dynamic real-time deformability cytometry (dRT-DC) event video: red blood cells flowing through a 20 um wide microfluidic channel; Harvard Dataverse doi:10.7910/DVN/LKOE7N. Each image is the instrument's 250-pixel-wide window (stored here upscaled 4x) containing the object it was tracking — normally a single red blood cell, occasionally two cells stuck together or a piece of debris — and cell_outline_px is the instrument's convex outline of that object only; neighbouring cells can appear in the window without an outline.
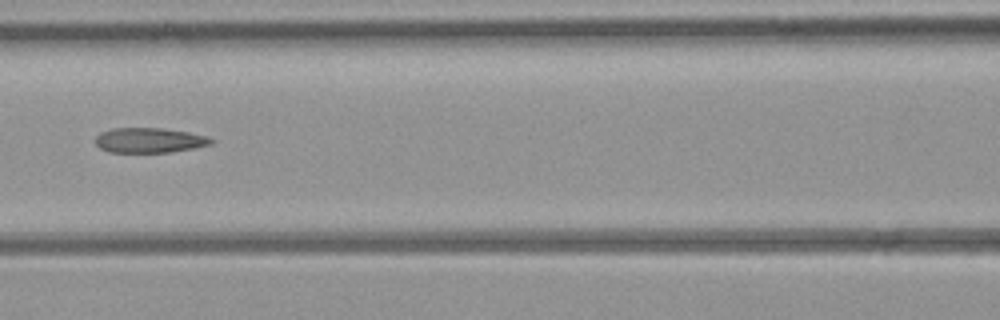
{"species": "common noctule bat (a hibernating species)", "species_latin": "Nyctalus noctula", "temperature_condition": "room temperature", "stored_images_in_passage": 9, "camera_frame_rate_fps": 3000, "um_per_image_px": 0.085, "animal": {"sex": "female", "body_mass_g": 21.9}, "frame": {"image": 1, "passage_image": 7, "time_ms": 6.667, "image_size_px": [1000, 320], "cell_outline_px": [[216, 140], [212, 144], [172, 152], [108, 152], [100, 148], [96, 144], [96, 136], [100, 132], [112, 128], [160, 128], [188, 132], [204, 136]], "centroid_in_image_um": [12.67, 11.92], "position_along_channel_um": 153.9, "area_um2": 16.76}}